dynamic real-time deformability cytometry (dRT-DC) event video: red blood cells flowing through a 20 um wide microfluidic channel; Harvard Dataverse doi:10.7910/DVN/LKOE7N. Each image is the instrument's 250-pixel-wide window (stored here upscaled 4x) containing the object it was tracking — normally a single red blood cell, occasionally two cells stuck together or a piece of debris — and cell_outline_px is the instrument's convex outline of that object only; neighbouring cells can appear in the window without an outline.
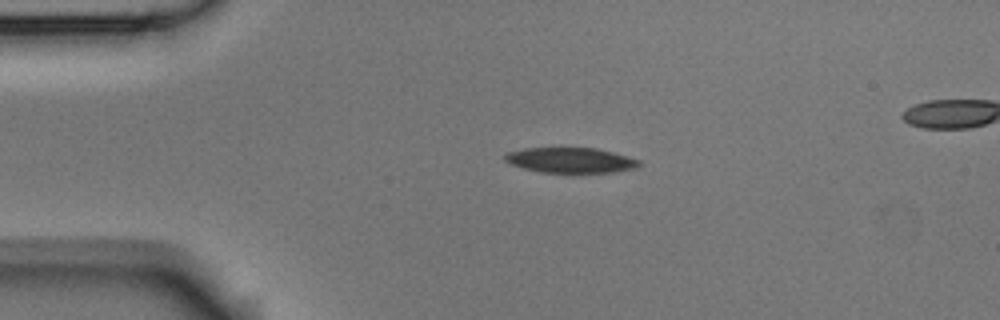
{"species": "Egyptian fruit bat (a non-hibernating species)", "species_latin": "Rousettus aegyptiacus", "temperature_condition": "room temperature", "stored_images_in_passage": 44, "segment_of_instrument_passage": [1, 2], "camera_frame_rate_fps": 3000, "um_per_image_px": 0.085, "animal": {"sex": "male"}, "frame": {"image": 1, "passage_image": 1, "time_ms": 0.0, "image_size_px": [1000, 320], "cell_outline_px": [[640, 164], [632, 168], [612, 172], [572, 176], [540, 172], [524, 168], [512, 164], [504, 160], [504, 156], [508, 152], [524, 148], [596, 148], [612, 152], [640, 160]], "centroid_in_image_um": [48.48, 13.66], "position_along_channel_um": 36.5, "area_um2": 20.4}}
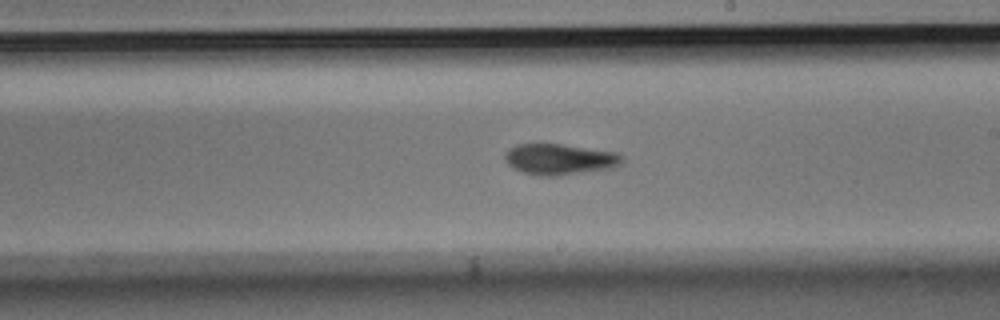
{"frame": {"image": 2, "passage_image": 20, "time_ms": 6.333, "image_size_px": [1000, 320], "cell_outline_px": [[624, 160], [620, 164], [612, 168], [556, 176], [540, 176], [524, 172], [512, 168], [504, 160], [504, 156], [508, 148], [516, 144], [560, 144], [616, 152], [624, 156]], "centroid_in_image_um": [47.55, 13.54], "position_along_channel_um": 241.4, "area_um2": 21.15}}
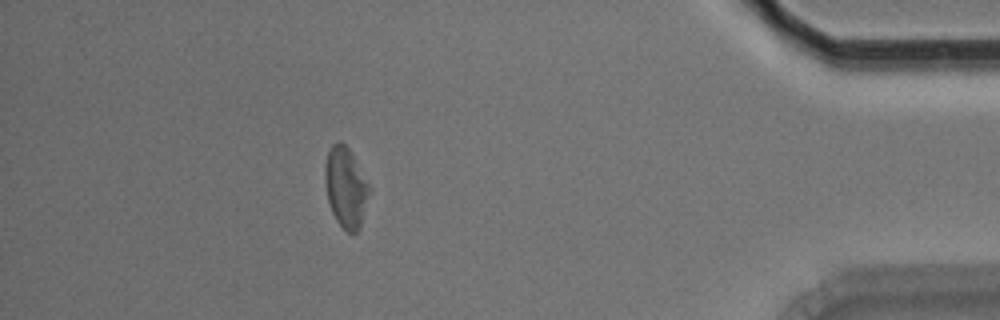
{"frame": {"image": 3, "passage_image": 37, "time_ms": 12.0, "image_size_px": [1000, 320], "cell_outline_px": [[368, 192], [360, 228], [356, 232], [348, 232], [336, 220], [332, 212], [328, 200], [324, 180], [324, 164], [328, 152], [332, 144], [340, 140], [348, 148], [368, 184]], "centroid_in_image_um": [29.34, 15.9], "position_along_channel_um": 405.9, "area_um2": 20.11}}